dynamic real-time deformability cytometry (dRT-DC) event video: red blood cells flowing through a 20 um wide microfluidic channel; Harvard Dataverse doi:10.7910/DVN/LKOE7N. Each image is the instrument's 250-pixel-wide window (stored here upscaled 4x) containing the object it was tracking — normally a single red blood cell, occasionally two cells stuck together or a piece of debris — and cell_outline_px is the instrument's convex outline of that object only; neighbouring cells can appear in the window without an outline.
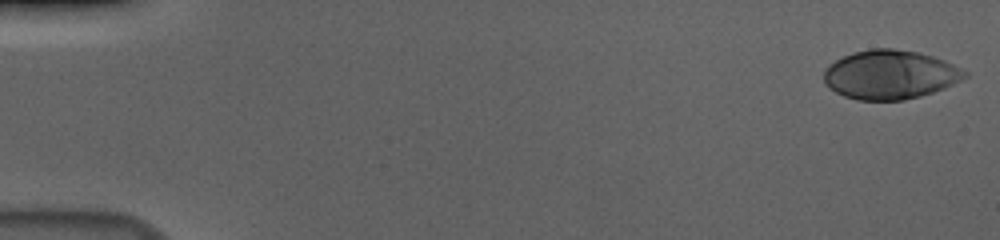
{"species": "human", "species_latin": "Homo sapiens", "temperature_condition": "cold", "stored_images_in_passage": 56, "camera_frame_rate_fps": 3000, "um_per_image_px": 0.085, "donor": {"sex": "male"}, "frame": {"image": 1, "passage_image": 1, "time_ms": 0.0, "image_size_px": [1000, 240], "cell_outline_px": [[968, 76], [960, 80], [932, 92], [920, 96], [904, 100], [856, 100], [844, 96], [836, 92], [824, 80], [824, 72], [836, 60], [852, 52], [872, 48], [892, 48], [916, 52], [932, 56], [944, 60], [968, 72]], "centroid_in_image_um": [75.66, 6.34], "position_along_channel_um": 9.3, "area_um2": 39.71}}
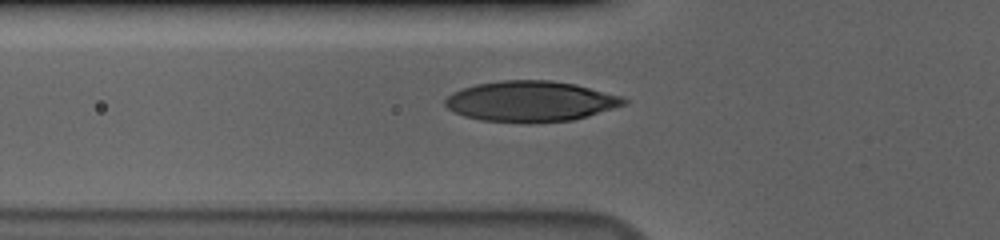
{"frame": {"image": 2, "passage_image": 20, "time_ms": 6.333, "image_size_px": [1000, 240], "cell_outline_px": [[628, 104], [588, 116], [572, 120], [536, 124], [520, 124], [480, 120], [464, 116], [448, 108], [444, 104], [444, 100], [452, 92], [476, 84], [500, 80], [552, 80], [576, 84], [620, 96], [628, 100]], "centroid_in_image_um": [45.1, 8.63], "position_along_channel_um": 80.7, "area_um2": 42.83}}
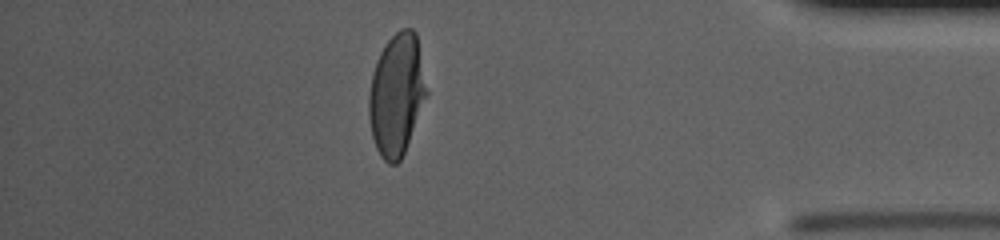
{"frame": {"image": 3, "passage_image": 49, "time_ms": 16.0, "image_size_px": [1000, 240], "cell_outline_px": [[428, 96], [404, 152], [400, 160], [396, 164], [388, 164], [380, 156], [376, 148], [372, 136], [368, 116], [368, 96], [372, 72], [376, 60], [384, 44], [400, 28], [412, 28], [416, 32], [428, 92]], "centroid_in_image_um": [33.71, 8.03], "position_along_channel_um": 401.5, "area_um2": 41.38}, "authors_computed_cell_mechanics": {"area_um2": 41.3848, "velocity_mm_per_s": 3.6703, "shape_relaxation_time_tau1_ms": 3.7442, "shape_relaxation_time_tau2_ms": null, "deformation_change_tau1": 0.1844, "deformation_change_tau2": null}}